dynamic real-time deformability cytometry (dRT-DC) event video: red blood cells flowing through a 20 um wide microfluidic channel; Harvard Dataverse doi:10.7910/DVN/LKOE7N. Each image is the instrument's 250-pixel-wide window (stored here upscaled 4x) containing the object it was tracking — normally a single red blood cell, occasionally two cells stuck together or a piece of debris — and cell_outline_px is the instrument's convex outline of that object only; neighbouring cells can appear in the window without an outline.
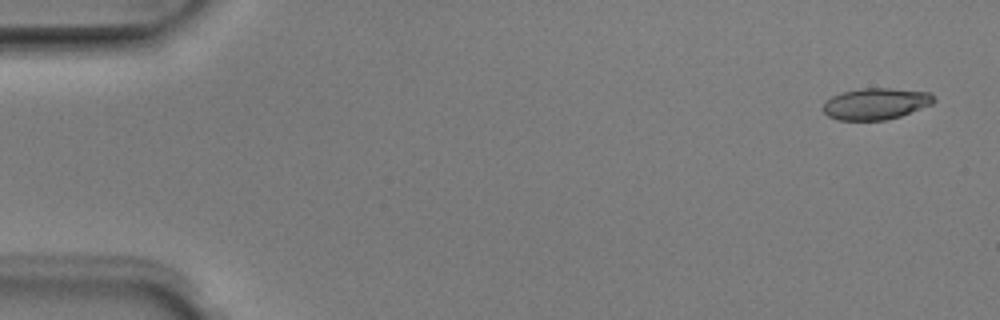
{"species": "Egyptian fruit bat (a non-hibernating species)", "species_latin": "Rousettus aegyptiacus", "temperature_condition": "room temperature", "stored_images_in_passage": 7, "camera_frame_rate_fps": 3000, "um_per_image_px": 0.085, "animal": {"sex": "male"}, "frame": {"image": 1, "passage_image": 1, "time_ms": 0.0, "image_size_px": [1000, 320], "cell_outline_px": [[936, 100], [932, 104], [900, 116], [884, 120], [836, 120], [828, 116], [824, 112], [824, 100], [832, 96], [844, 92], [864, 88], [888, 88], [928, 92]], "centroid_in_image_um": [74.42, 8.82], "position_along_channel_um": 10.6, "area_um2": 20.11}}
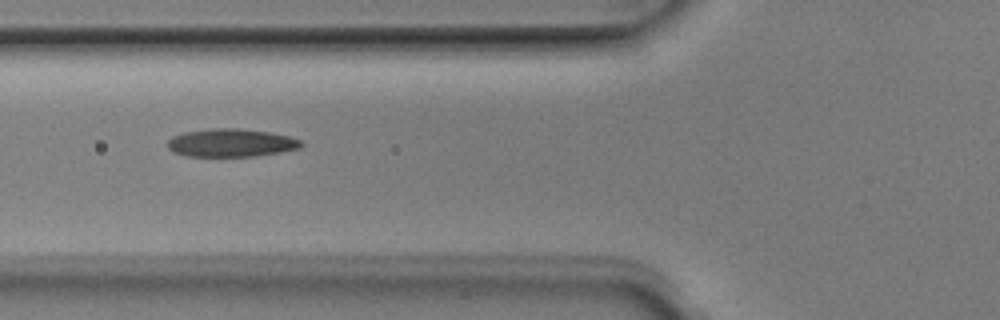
{"frame": {"image": 2, "passage_image": 6, "time_ms": 1.667, "image_size_px": [1000, 320], "cell_outline_px": [[304, 144], [300, 148], [280, 152], [256, 156], [184, 156], [172, 152], [168, 148], [168, 140], [172, 136], [184, 132], [216, 128], [236, 128], [268, 132], [288, 136], [300, 140]], "centroid_in_image_um": [19.62, 12.15], "position_along_channel_um": 106.2, "area_um2": 21.79}}
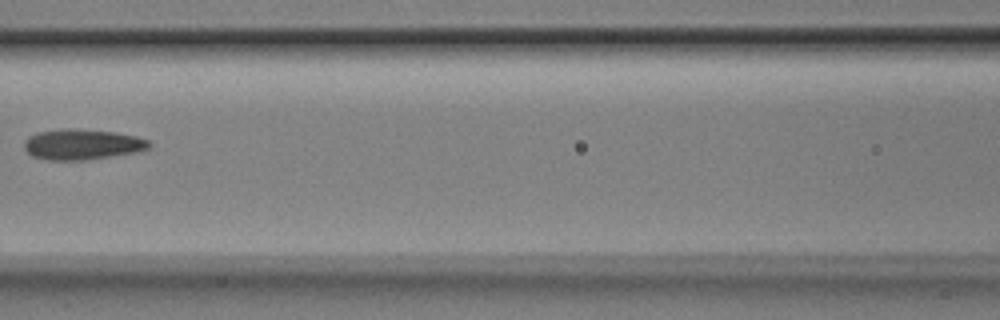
{"frame": {"image": 3, "passage_image": 7, "time_ms": 2.0, "image_size_px": [1000, 320], "cell_outline_px": [[152, 144], [148, 148], [136, 152], [88, 160], [44, 160], [32, 156], [24, 148], [24, 140], [28, 136], [36, 132], [64, 128], [72, 128], [116, 132], [136, 136], [148, 140]], "centroid_in_image_um": [6.95, 12.27], "position_along_channel_um": 159.6, "area_um2": 22.48}}